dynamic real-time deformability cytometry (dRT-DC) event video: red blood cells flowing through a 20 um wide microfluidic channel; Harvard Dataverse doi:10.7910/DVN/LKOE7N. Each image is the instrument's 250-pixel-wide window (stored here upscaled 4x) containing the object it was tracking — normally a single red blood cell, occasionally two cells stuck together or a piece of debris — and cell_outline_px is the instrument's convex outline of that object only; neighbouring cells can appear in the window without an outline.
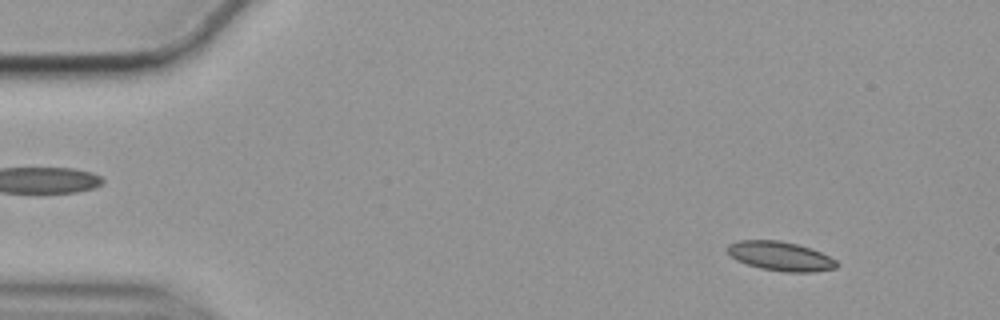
{"species": "common noctule bat (a hibernating species)", "species_latin": "Nyctalus noctula", "temperature_condition": "cold", "stored_images_in_passage": 57, "camera_frame_rate_fps": 3000, "um_per_image_px": 0.085, "animal": {"sex": "female", "body_mass_g": 19.9}, "frame": {"image": 1, "passage_image": 6, "time_ms": 1.667, "image_size_px": [1000, 320], "cell_outline_px": [[840, 264], [836, 268], [812, 272], [784, 272], [760, 268], [736, 260], [728, 252], [728, 244], [740, 240], [780, 240], [812, 248], [836, 260]], "centroid_in_image_um": [66.36, 21.77], "position_along_channel_um": 18.6, "area_um2": 18.55}}
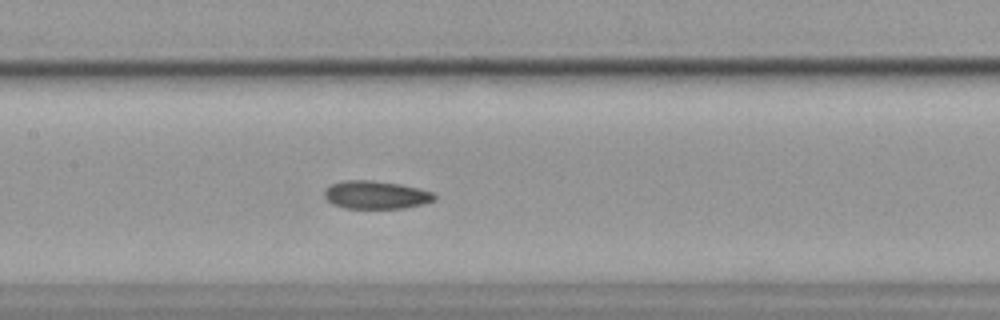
{"frame": {"image": 2, "passage_image": 27, "time_ms": 8.667, "image_size_px": [1000, 320], "cell_outline_px": [[436, 200], [424, 204], [404, 208], [344, 208], [332, 204], [324, 196], [324, 188], [332, 184], [344, 180], [372, 180], [400, 184], [420, 188], [432, 192], [436, 196]], "centroid_in_image_um": [31.96, 16.56], "position_along_channel_um": 175.4, "area_um2": 18.15}}
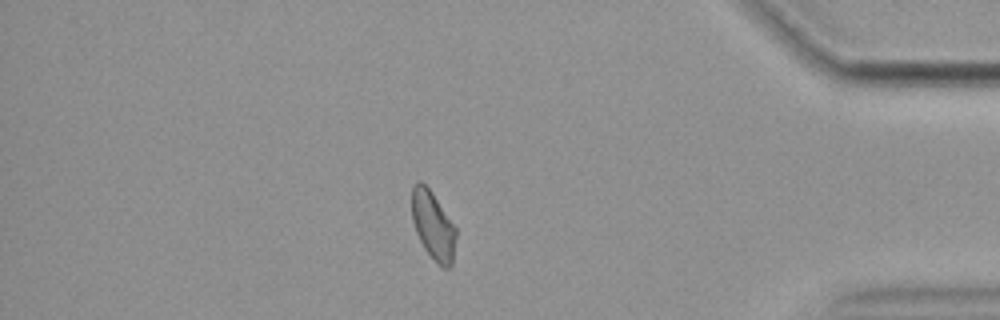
{"frame": {"image": 3, "passage_image": 49, "time_ms": 16.0, "image_size_px": [1000, 320], "cell_outline_px": [[456, 236], [452, 264], [448, 268], [444, 268], [424, 248], [416, 232], [412, 220], [412, 184], [420, 180], [432, 192], [456, 228]], "centroid_in_image_um": [36.8, 19.13], "position_along_channel_um": 398.4, "area_um2": 17.28}, "authors_computed_cell_mechanics": {"area_um2": 18.496, "velocity_mm_per_s": 3.5226, "shape_relaxation_time_tau1_ms": null, "shape_relaxation_time_tau2_ms": 7.9774, "deformation_change_tau1": null, "deformation_change_tau2": 0.1278}}